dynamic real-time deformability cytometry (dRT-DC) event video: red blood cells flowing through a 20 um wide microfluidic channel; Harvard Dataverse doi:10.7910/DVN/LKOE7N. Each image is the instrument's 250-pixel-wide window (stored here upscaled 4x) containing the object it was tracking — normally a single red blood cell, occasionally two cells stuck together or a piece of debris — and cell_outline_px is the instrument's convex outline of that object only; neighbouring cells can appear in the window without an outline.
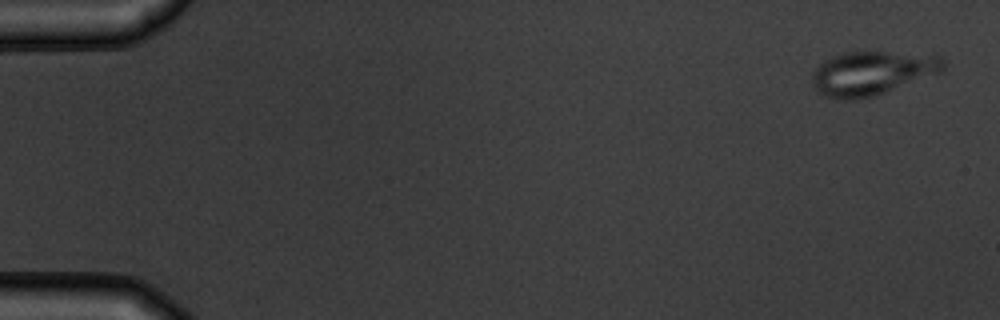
{"species": "common noctule bat (a hibernating species)", "species_latin": "Nyctalus noctula", "temperature_condition": "warm", "stored_images_in_passage": 5, "camera_frame_rate_fps": 3000, "um_per_image_px": 0.085, "animal": {"sex": "male", "body_mass_g": 19.5, "forearm_length_mm": 54.6}, "frame": {"image": 1, "passage_image": 1, "time_ms": 0.0, "image_size_px": [1000, 320], "cell_outline_px": [[944, 68], [940, 72], [884, 92], [868, 96], [848, 100], [844, 100], [824, 96], [812, 84], [812, 72], [824, 60], [832, 56], [844, 52], [936, 52], [944, 60]], "centroid_in_image_um": [74.16, 6.16], "position_along_channel_um": 10.8, "area_um2": 33.52}}